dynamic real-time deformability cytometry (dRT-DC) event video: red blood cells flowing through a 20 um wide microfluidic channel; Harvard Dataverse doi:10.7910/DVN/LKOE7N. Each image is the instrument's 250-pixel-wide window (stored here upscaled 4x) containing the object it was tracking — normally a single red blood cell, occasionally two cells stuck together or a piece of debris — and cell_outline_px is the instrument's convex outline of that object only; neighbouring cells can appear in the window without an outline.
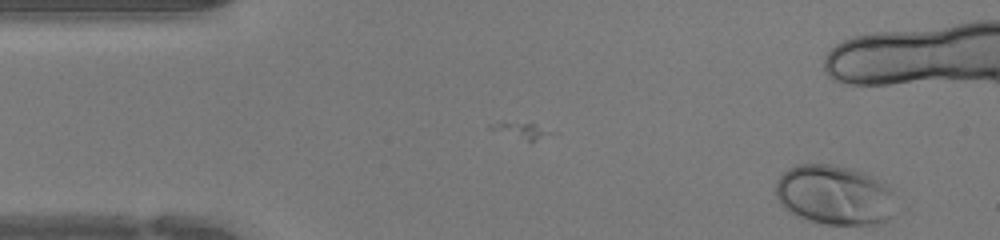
{"species": "human", "species_latin": "Homo sapiens", "temperature_condition": "warm", "stored_images_in_passage": 7, "camera_frame_rate_fps": 3000, "um_per_image_px": 0.085, "donor": {"sex": "female"}, "frame": {"image": 1, "passage_image": 7, "time_ms": 2.0, "image_size_px": [1000, 240], "cell_outline_px": [[892, 216], [888, 220], [876, 224], [824, 224], [796, 216], [788, 212], [780, 204], [776, 196], [776, 180], [788, 168], [796, 164], [828, 164], [856, 168], [872, 176], [888, 188], [892, 192]], "centroid_in_image_um": [70.87, 16.56], "position_along_channel_um": 14.1, "area_um2": 41.79}}